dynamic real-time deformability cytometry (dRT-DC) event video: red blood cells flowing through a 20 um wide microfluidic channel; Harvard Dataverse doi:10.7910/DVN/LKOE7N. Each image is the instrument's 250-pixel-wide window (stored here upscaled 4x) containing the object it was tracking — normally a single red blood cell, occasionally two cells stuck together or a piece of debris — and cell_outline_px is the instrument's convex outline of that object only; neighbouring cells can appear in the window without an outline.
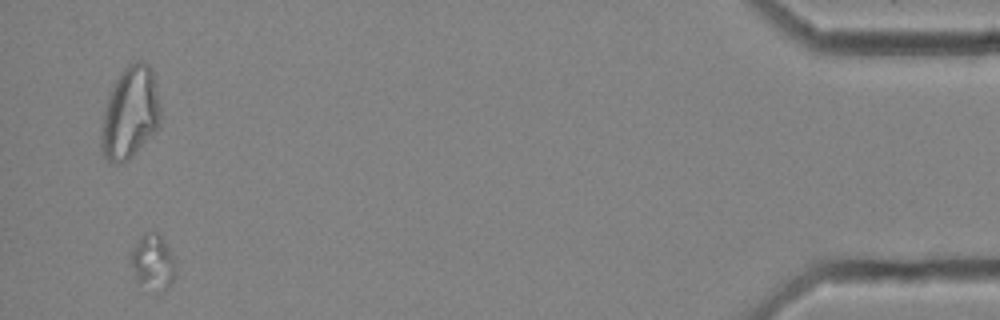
{"species": "common noctule bat (a hibernating species)", "species_latin": "Nyctalus noctula", "temperature_condition": "cold", "stored_images_in_passage": 54, "camera_frame_rate_fps": 3000, "um_per_image_px": 0.085, "animal": {"sex": "female", "body_mass_g": 25.1}, "frame": {"image": 1, "passage_image": 52, "time_ms": 17.0, "image_size_px": [1000, 320], "cell_outline_px": [[176, 276], [164, 288], [136, 284], [128, 260], [140, 236], [148, 232], [156, 232], [160, 236], [168, 248], [176, 264]], "centroid_in_image_um": [12.94, 22.25], "position_along_channel_um": 422.3, "area_um2": 14.05}}